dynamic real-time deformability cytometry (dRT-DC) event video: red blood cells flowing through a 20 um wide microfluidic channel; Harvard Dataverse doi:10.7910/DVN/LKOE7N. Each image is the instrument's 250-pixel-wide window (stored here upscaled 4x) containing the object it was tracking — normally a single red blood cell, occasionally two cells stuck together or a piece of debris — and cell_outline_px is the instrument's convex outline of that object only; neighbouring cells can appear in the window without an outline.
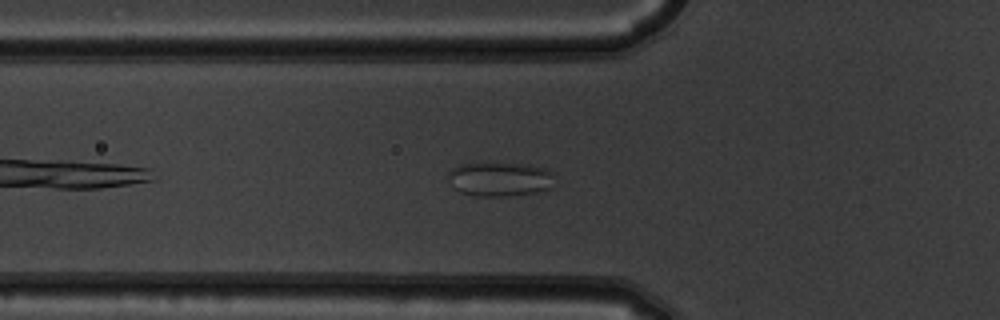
{"species": "common noctule bat (a hibernating species)", "species_latin": "Nyctalus noctula", "temperature_condition": "warm", "stored_images_in_passage": 6, "camera_frame_rate_fps": 3000, "um_per_image_px": 0.085, "animal": {"sex": "male", "body_mass_g": 19.5, "forearm_length_mm": 54.6}, "frame": {"image": 1, "passage_image": 6, "time_ms": 1.667, "image_size_px": [1000, 320], "cell_outline_px": [[552, 172], [548, 188], [536, 192], [508, 196], [476, 196], [460, 192], [452, 188], [448, 180], [448, 172], [452, 168], [460, 164], [528, 164], [548, 168]], "centroid_in_image_um": [42.41, 15.23], "position_along_channel_um": 83.4, "area_um2": 20.98}}